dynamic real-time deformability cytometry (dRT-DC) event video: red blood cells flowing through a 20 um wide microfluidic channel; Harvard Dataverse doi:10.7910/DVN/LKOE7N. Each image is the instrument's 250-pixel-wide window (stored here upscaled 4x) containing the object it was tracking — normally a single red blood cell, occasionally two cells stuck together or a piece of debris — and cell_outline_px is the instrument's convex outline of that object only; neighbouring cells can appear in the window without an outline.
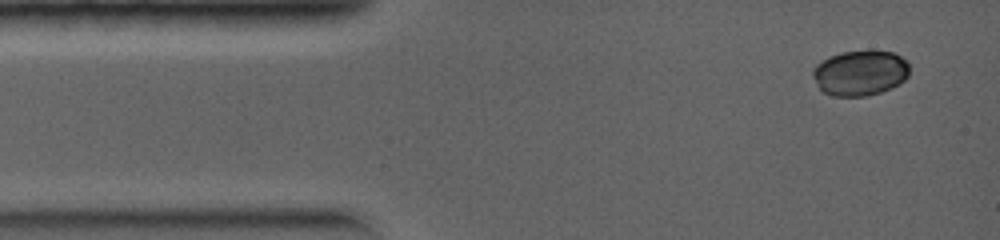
{"species": "common noctule bat (a hibernating species)", "species_latin": "Nyctalus noctula", "temperature_condition": "warm", "stored_images_in_passage": 2, "camera_frame_rate_fps": 5000, "um_per_image_px": 0.085, "animal": {"sex": "female", "body_mass_g": 19.0, "forearm_length_mm": 56.7}, "frame": {"image": 1, "passage_image": 1, "time_ms": 0.0, "image_size_px": [1000, 240], "cell_outline_px": [[908, 76], [900, 84], [892, 88], [868, 96], [832, 96], [824, 92], [816, 84], [812, 76], [812, 68], [816, 64], [832, 56], [844, 52], [892, 52], [908, 60]], "centroid_in_image_um": [73.11, 6.23], "position_along_channel_um": 11.9, "area_um2": 25.32}}